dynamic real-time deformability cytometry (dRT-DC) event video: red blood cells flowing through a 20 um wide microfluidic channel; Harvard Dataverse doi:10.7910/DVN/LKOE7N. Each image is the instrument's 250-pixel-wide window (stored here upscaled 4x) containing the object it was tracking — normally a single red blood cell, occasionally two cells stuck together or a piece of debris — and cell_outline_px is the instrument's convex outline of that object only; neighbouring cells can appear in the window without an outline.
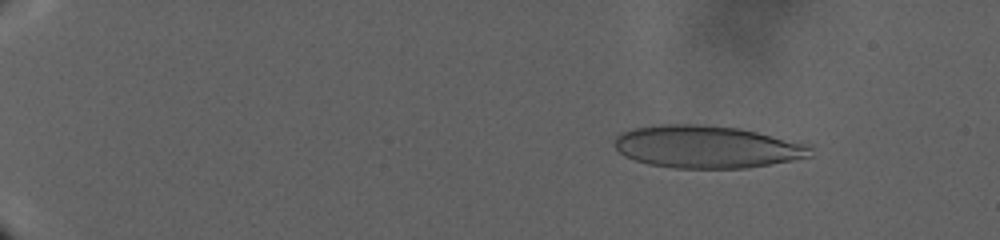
{"species": "human", "species_latin": "Homo sapiens", "temperature_condition": "warm", "stored_images_in_passage": 136, "camera_frame_rate_fps": 3000, "um_per_image_px": 0.085, "donor": {"sex": "male"}, "frame": {"image": 1, "passage_image": 22, "time_ms": 6.333, "image_size_px": [1000, 240], "cell_outline_px": [[812, 156], [792, 160], [744, 168], [676, 168], [648, 164], [624, 156], [612, 144], [616, 136], [620, 132], [636, 128], [660, 124], [696, 124], [740, 128], [812, 144]], "centroid_in_image_um": [60.09, 12.47], "position_along_channel_um": 24.9, "area_um2": 48.73}}
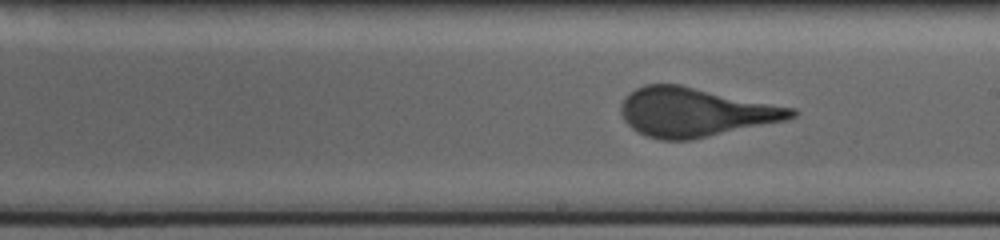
{"frame": {"image": 2, "passage_image": 91, "time_ms": 27.333, "image_size_px": [1000, 240], "cell_outline_px": [[800, 112], [796, 116], [784, 120], [692, 140], [660, 140], [636, 132], [624, 120], [620, 112], [620, 104], [624, 96], [636, 88], [644, 84], [680, 84], [796, 108]], "centroid_in_image_um": [59.06, 9.52], "position_along_channel_um": 229.9, "area_um2": 48.84}}
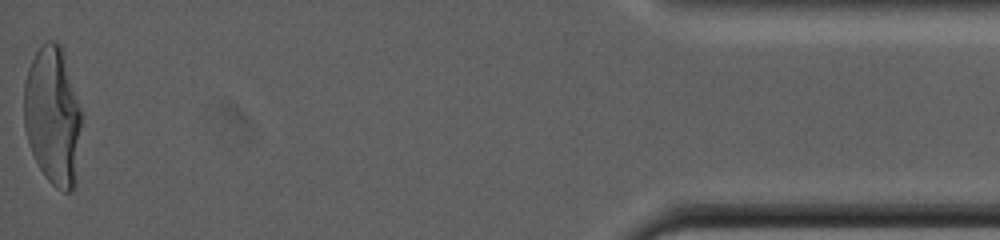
{"frame": {"image": 3, "passage_image": 136, "time_ms": 43.333, "image_size_px": [1000, 240], "cell_outline_px": [[80, 128], [72, 192], [64, 192], [56, 188], [44, 176], [28, 144], [24, 128], [24, 84], [28, 68], [36, 52], [48, 40], [56, 40], [60, 44], [80, 108]], "centroid_in_image_um": [4.44, 9.84], "position_along_channel_um": 430.8, "area_um2": 45.37}}